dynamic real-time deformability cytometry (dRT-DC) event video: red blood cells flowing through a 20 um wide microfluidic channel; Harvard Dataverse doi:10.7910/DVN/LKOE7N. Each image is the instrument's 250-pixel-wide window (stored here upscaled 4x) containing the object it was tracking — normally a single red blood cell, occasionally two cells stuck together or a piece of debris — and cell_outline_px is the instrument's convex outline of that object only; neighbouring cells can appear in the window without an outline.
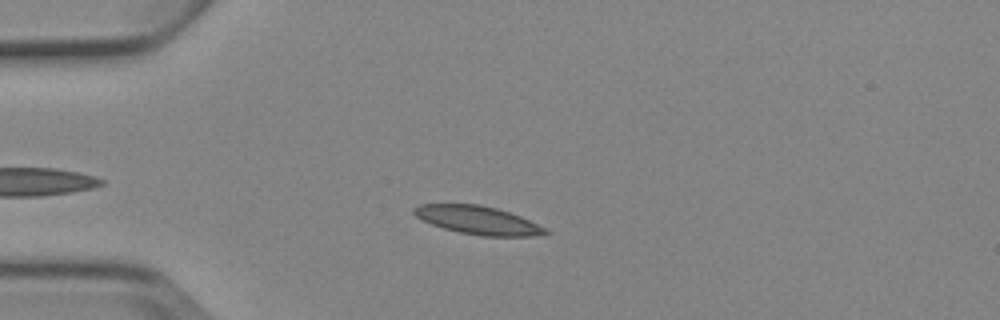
{"species": "Egyptian fruit bat (a non-hibernating species)", "species_latin": "Rousettus aegyptiacus", "temperature_condition": "cold", "stored_images_in_passage": 3, "camera_frame_rate_fps": 3000, "um_per_image_px": 0.085, "animal": {"sex": "female"}, "frame": {"image": 1, "passage_image": 3, "time_ms": 2.333, "image_size_px": [1000, 320], "cell_outline_px": [[552, 232], [536, 236], [480, 236], [460, 232], [444, 228], [432, 224], [416, 216], [412, 212], [412, 208], [420, 204], [480, 204], [496, 208], [520, 216], [548, 228]], "centroid_in_image_um": [40.66, 18.72], "position_along_channel_um": 44.3, "area_um2": 21.68}}